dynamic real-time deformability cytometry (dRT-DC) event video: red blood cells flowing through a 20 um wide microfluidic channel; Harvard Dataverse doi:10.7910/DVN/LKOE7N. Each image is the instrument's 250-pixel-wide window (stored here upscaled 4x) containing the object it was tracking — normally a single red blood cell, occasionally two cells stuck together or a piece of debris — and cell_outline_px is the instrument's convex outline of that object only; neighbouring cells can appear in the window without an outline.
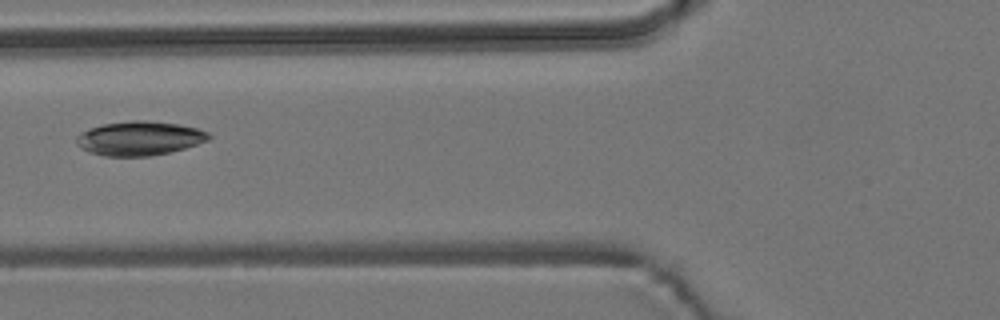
{"species": "common noctule bat (a hibernating species)", "species_latin": "Nyctalus noctula", "temperature_condition": "room temperature", "stored_images_in_passage": 3, "camera_frame_rate_fps": 3000, "um_per_image_px": 0.085, "animal": {"sex": "male", "body_mass_g": 19.2, "forearm_length_mm": 51.8}, "frame": {"image": 1, "passage_image": 2, "time_ms": 1.333, "image_size_px": [1000, 320], "cell_outline_px": [[212, 136], [208, 140], [184, 148], [168, 152], [148, 156], [104, 156], [88, 152], [80, 148], [76, 144], [76, 136], [92, 128], [104, 124], [132, 120], [144, 120], [180, 124], [196, 128], [208, 132]], "centroid_in_image_um": [11.85, 11.76], "position_along_channel_um": 114.0, "area_um2": 26.13}}
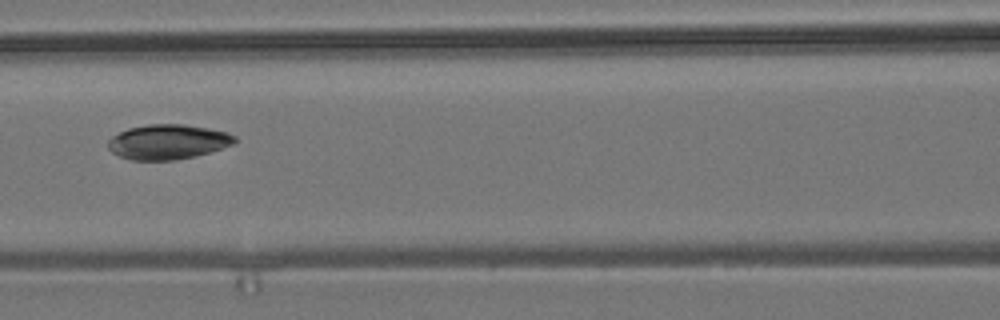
{"frame": {"image": 2, "passage_image": 3, "time_ms": 2.333, "image_size_px": [1000, 320], "cell_outline_px": [[236, 140], [232, 144], [196, 156], [176, 160], [132, 160], [120, 156], [112, 152], [108, 148], [108, 140], [112, 136], [128, 128], [148, 124], [184, 124], [224, 132], [236, 136]], "centroid_in_image_um": [14.22, 12.06], "position_along_channel_um": 152.4, "area_um2": 25.43}}